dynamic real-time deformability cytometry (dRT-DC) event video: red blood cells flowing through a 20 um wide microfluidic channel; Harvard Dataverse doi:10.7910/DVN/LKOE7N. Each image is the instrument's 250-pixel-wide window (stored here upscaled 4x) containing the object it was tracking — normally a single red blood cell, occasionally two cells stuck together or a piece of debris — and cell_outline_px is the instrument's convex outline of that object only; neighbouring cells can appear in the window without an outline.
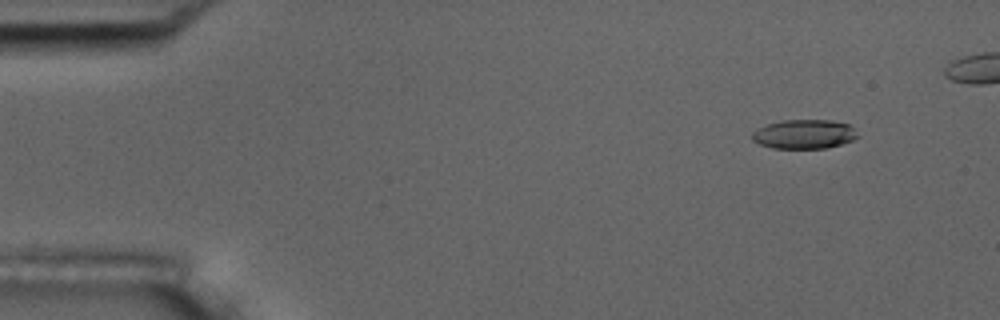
{"species": "common noctule bat (a hibernating species)", "species_latin": "Nyctalus noctula", "temperature_condition": "room temperature", "stored_images_in_passage": 49, "camera_frame_rate_fps": 3000, "um_per_image_px": 0.085, "animal": {"sex": "male", "body_mass_g": 17.5, "forearm_length_mm": 52.3}, "frame": {"image": 1, "passage_image": 4, "time_ms": 1.0, "image_size_px": [1000, 320], "cell_outline_px": [[860, 136], [852, 140], [828, 148], [772, 148], [760, 144], [752, 140], [752, 132], [756, 128], [780, 120], [832, 120], [848, 124]], "centroid_in_image_um": [68.33, 11.4], "position_along_channel_um": 16.7, "area_um2": 17.98}}
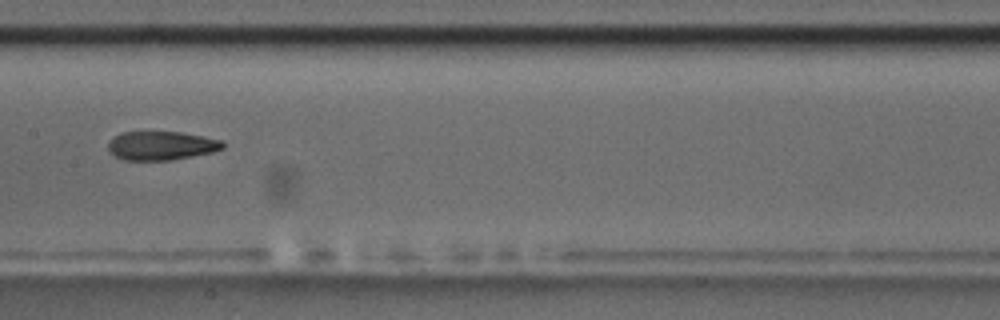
{"frame": {"image": 2, "passage_image": 27, "time_ms": 8.667, "image_size_px": [1000, 320], "cell_outline_px": [[224, 148], [212, 152], [192, 156], [168, 160], [124, 160], [116, 156], [108, 148], [108, 140], [120, 132], [180, 132], [204, 136], [224, 140]], "centroid_in_image_um": [13.72, 12.37], "position_along_channel_um": 193.7, "area_um2": 19.25}}
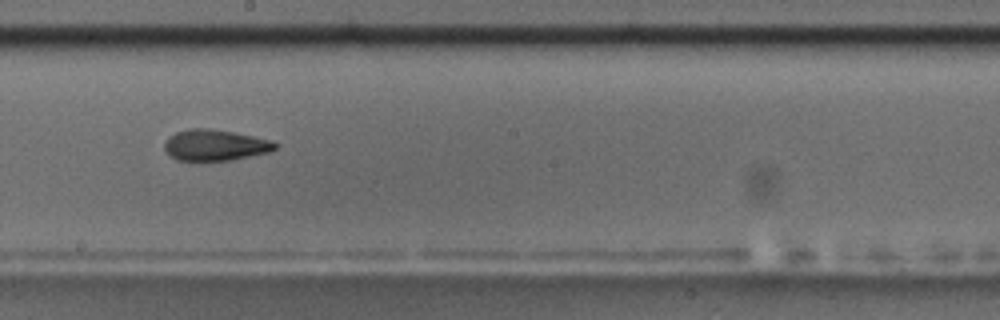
{"frame": {"image": 3, "passage_image": 30, "time_ms": 9.667, "image_size_px": [1000, 320], "cell_outline_px": [[276, 148], [268, 152], [228, 160], [176, 160], [168, 156], [164, 148], [164, 144], [168, 136], [176, 132], [188, 128], [208, 128], [232, 132], [272, 140], [276, 144]], "centroid_in_image_um": [18.21, 12.33], "position_along_channel_um": 230.0, "area_um2": 19.88}}